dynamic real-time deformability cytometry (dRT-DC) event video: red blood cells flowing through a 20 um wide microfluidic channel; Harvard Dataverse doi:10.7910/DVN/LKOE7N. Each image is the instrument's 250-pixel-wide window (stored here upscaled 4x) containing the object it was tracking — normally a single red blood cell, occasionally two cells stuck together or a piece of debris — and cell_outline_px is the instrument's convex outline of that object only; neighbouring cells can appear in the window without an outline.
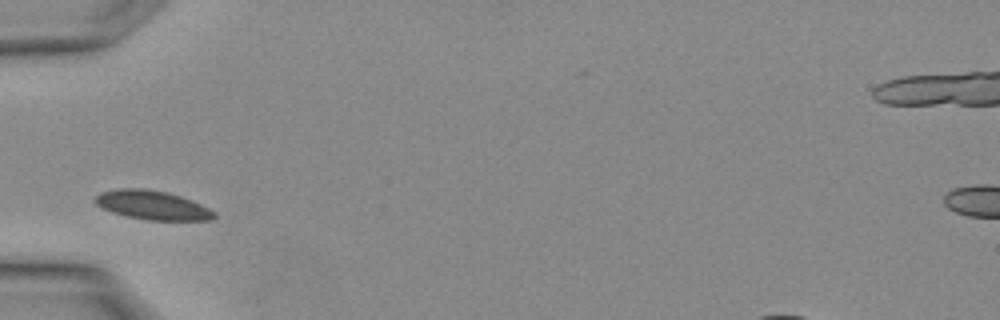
{"species": "Egyptian fruit bat (a non-hibernating species)", "species_latin": "Rousettus aegyptiacus", "temperature_condition": "warm", "stored_images_in_passage": 2, "camera_frame_rate_fps": 3000, "um_per_image_px": 0.085, "animal": {"sex": "female"}, "frame": {"image": 1, "passage_image": 2, "time_ms": 0.333, "image_size_px": [1000, 320], "cell_outline_px": [[216, 216], [212, 220], [148, 220], [128, 216], [112, 212], [100, 208], [92, 200], [100, 192], [120, 188], [144, 188], [168, 192], [180, 196], [200, 204], [216, 212]], "centroid_in_image_um": [12.92, 17.43], "position_along_channel_um": 72.1, "area_um2": 20.17}}